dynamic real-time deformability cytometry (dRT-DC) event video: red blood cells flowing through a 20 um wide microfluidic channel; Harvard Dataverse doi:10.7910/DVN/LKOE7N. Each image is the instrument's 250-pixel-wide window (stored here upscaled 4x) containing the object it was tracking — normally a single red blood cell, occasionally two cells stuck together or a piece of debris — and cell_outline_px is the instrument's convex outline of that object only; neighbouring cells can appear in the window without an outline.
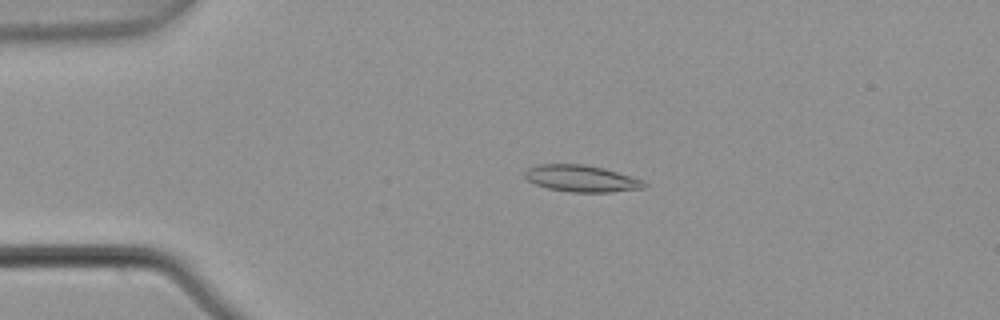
{"species": "common noctule bat (a hibernating species)", "species_latin": "Nyctalus noctula", "temperature_condition": "warm", "stored_images_in_passage": 4, "camera_frame_rate_fps": 3000, "um_per_image_px": 0.085, "animal": {"sex": "male", "body_mass_g": 21.5, "forearm_length_mm": 52.0}, "frame": {"image": 1, "passage_image": 4, "time_ms": 1.0, "image_size_px": [1000, 320], "cell_outline_px": [[648, 184], [644, 188], [612, 192], [568, 192], [548, 188], [536, 184], [528, 180], [524, 176], [524, 172], [528, 168], [540, 164], [580, 164], [604, 168], [644, 180]], "centroid_in_image_um": [49.44, 15.18], "position_along_channel_um": 35.6, "area_um2": 18.55}}